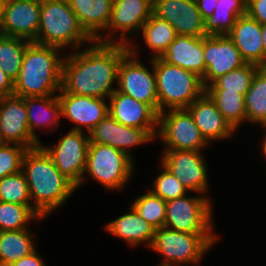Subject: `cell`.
Here are the masks:
<instances>
[{"instance_id": "6da1fadb", "label": "cell", "mask_w": 266, "mask_h": 266, "mask_svg": "<svg viewBox=\"0 0 266 266\" xmlns=\"http://www.w3.org/2000/svg\"><path fill=\"white\" fill-rule=\"evenodd\" d=\"M65 54L61 89L80 96L108 99L117 89L118 65L129 45L99 43ZM80 50V51H79Z\"/></svg>"}, {"instance_id": "7a4b0ae2", "label": "cell", "mask_w": 266, "mask_h": 266, "mask_svg": "<svg viewBox=\"0 0 266 266\" xmlns=\"http://www.w3.org/2000/svg\"><path fill=\"white\" fill-rule=\"evenodd\" d=\"M21 171L28 183L32 206L44 218L65 204L77 190L41 146L24 153Z\"/></svg>"}, {"instance_id": "3957f363", "label": "cell", "mask_w": 266, "mask_h": 266, "mask_svg": "<svg viewBox=\"0 0 266 266\" xmlns=\"http://www.w3.org/2000/svg\"><path fill=\"white\" fill-rule=\"evenodd\" d=\"M61 48L30 42L14 82L13 94L20 97L57 95L62 85ZM61 52V54H60Z\"/></svg>"}, {"instance_id": "277c9868", "label": "cell", "mask_w": 266, "mask_h": 266, "mask_svg": "<svg viewBox=\"0 0 266 266\" xmlns=\"http://www.w3.org/2000/svg\"><path fill=\"white\" fill-rule=\"evenodd\" d=\"M35 43L75 51L94 42L84 31L67 0H41L40 26Z\"/></svg>"}, {"instance_id": "5b68a950", "label": "cell", "mask_w": 266, "mask_h": 266, "mask_svg": "<svg viewBox=\"0 0 266 266\" xmlns=\"http://www.w3.org/2000/svg\"><path fill=\"white\" fill-rule=\"evenodd\" d=\"M218 237L215 233H185L164 226L155 230L149 248L163 256L157 266H196L215 247Z\"/></svg>"}, {"instance_id": "8992f818", "label": "cell", "mask_w": 266, "mask_h": 266, "mask_svg": "<svg viewBox=\"0 0 266 266\" xmlns=\"http://www.w3.org/2000/svg\"><path fill=\"white\" fill-rule=\"evenodd\" d=\"M156 75L158 114L166 109H186L204 92L201 77L194 72L153 59Z\"/></svg>"}, {"instance_id": "52a82bcc", "label": "cell", "mask_w": 266, "mask_h": 266, "mask_svg": "<svg viewBox=\"0 0 266 266\" xmlns=\"http://www.w3.org/2000/svg\"><path fill=\"white\" fill-rule=\"evenodd\" d=\"M135 161L126 153L109 145L89 143L86 167L81 183H85L86 174L105 188V190H123L133 178Z\"/></svg>"}, {"instance_id": "ba28073f", "label": "cell", "mask_w": 266, "mask_h": 266, "mask_svg": "<svg viewBox=\"0 0 266 266\" xmlns=\"http://www.w3.org/2000/svg\"><path fill=\"white\" fill-rule=\"evenodd\" d=\"M136 45H129V51L118 65L117 91L127 94L137 101L150 105L158 113L156 75L153 59L151 69L138 59ZM151 70V71H150Z\"/></svg>"}, {"instance_id": "9c48e42d", "label": "cell", "mask_w": 266, "mask_h": 266, "mask_svg": "<svg viewBox=\"0 0 266 266\" xmlns=\"http://www.w3.org/2000/svg\"><path fill=\"white\" fill-rule=\"evenodd\" d=\"M187 195L166 201L164 226L185 233H215L211 198Z\"/></svg>"}, {"instance_id": "30bf717a", "label": "cell", "mask_w": 266, "mask_h": 266, "mask_svg": "<svg viewBox=\"0 0 266 266\" xmlns=\"http://www.w3.org/2000/svg\"><path fill=\"white\" fill-rule=\"evenodd\" d=\"M157 138L165 145L163 151H204L210 146L187 109H168L160 112L156 140Z\"/></svg>"}, {"instance_id": "8fae6325", "label": "cell", "mask_w": 266, "mask_h": 266, "mask_svg": "<svg viewBox=\"0 0 266 266\" xmlns=\"http://www.w3.org/2000/svg\"><path fill=\"white\" fill-rule=\"evenodd\" d=\"M152 8L153 0H114L110 21L105 29L108 32L96 42L133 44L129 36L134 34L135 38V35L139 37L143 25L152 14Z\"/></svg>"}, {"instance_id": "7c38bea8", "label": "cell", "mask_w": 266, "mask_h": 266, "mask_svg": "<svg viewBox=\"0 0 266 266\" xmlns=\"http://www.w3.org/2000/svg\"><path fill=\"white\" fill-rule=\"evenodd\" d=\"M55 145L40 146L52 158L57 169L76 187L81 183L86 167L87 152L90 143L89 134L69 130Z\"/></svg>"}, {"instance_id": "4fadbf2b", "label": "cell", "mask_w": 266, "mask_h": 266, "mask_svg": "<svg viewBox=\"0 0 266 266\" xmlns=\"http://www.w3.org/2000/svg\"><path fill=\"white\" fill-rule=\"evenodd\" d=\"M202 153L203 151L193 150L162 151L160 163L179 180L188 192L207 195L208 164Z\"/></svg>"}, {"instance_id": "5bb4252c", "label": "cell", "mask_w": 266, "mask_h": 266, "mask_svg": "<svg viewBox=\"0 0 266 266\" xmlns=\"http://www.w3.org/2000/svg\"><path fill=\"white\" fill-rule=\"evenodd\" d=\"M204 59L206 72L201 78L204 88L219 77L246 64L228 35L204 36Z\"/></svg>"}, {"instance_id": "9a60e30c", "label": "cell", "mask_w": 266, "mask_h": 266, "mask_svg": "<svg viewBox=\"0 0 266 266\" xmlns=\"http://www.w3.org/2000/svg\"><path fill=\"white\" fill-rule=\"evenodd\" d=\"M0 143L19 144L27 149L40 146L31 136L23 97L13 94L0 98Z\"/></svg>"}, {"instance_id": "2e32d148", "label": "cell", "mask_w": 266, "mask_h": 266, "mask_svg": "<svg viewBox=\"0 0 266 266\" xmlns=\"http://www.w3.org/2000/svg\"><path fill=\"white\" fill-rule=\"evenodd\" d=\"M57 96L62 117L74 123L70 130L89 134L109 114L108 99L66 93L62 89Z\"/></svg>"}, {"instance_id": "e0dca14e", "label": "cell", "mask_w": 266, "mask_h": 266, "mask_svg": "<svg viewBox=\"0 0 266 266\" xmlns=\"http://www.w3.org/2000/svg\"><path fill=\"white\" fill-rule=\"evenodd\" d=\"M41 0H6L0 34L34 42L40 26Z\"/></svg>"}, {"instance_id": "ac0fdd59", "label": "cell", "mask_w": 266, "mask_h": 266, "mask_svg": "<svg viewBox=\"0 0 266 266\" xmlns=\"http://www.w3.org/2000/svg\"><path fill=\"white\" fill-rule=\"evenodd\" d=\"M152 13L168 21L176 35L204 37L205 22L196 0H153Z\"/></svg>"}, {"instance_id": "d6986e66", "label": "cell", "mask_w": 266, "mask_h": 266, "mask_svg": "<svg viewBox=\"0 0 266 266\" xmlns=\"http://www.w3.org/2000/svg\"><path fill=\"white\" fill-rule=\"evenodd\" d=\"M108 102L109 114L117 122L127 127L145 129L156 140L158 113L150 105L117 90Z\"/></svg>"}, {"instance_id": "ffe728a7", "label": "cell", "mask_w": 266, "mask_h": 266, "mask_svg": "<svg viewBox=\"0 0 266 266\" xmlns=\"http://www.w3.org/2000/svg\"><path fill=\"white\" fill-rule=\"evenodd\" d=\"M89 137L91 143L114 147L126 153L133 160H135L131 153L133 147L151 143L155 140L145 129L122 125L110 114L97 124L89 133Z\"/></svg>"}, {"instance_id": "44dd1931", "label": "cell", "mask_w": 266, "mask_h": 266, "mask_svg": "<svg viewBox=\"0 0 266 266\" xmlns=\"http://www.w3.org/2000/svg\"><path fill=\"white\" fill-rule=\"evenodd\" d=\"M186 109L193 116L196 126L209 144L215 140L232 138L237 133L218 111L214 101L206 92Z\"/></svg>"}, {"instance_id": "7402d4cb", "label": "cell", "mask_w": 266, "mask_h": 266, "mask_svg": "<svg viewBox=\"0 0 266 266\" xmlns=\"http://www.w3.org/2000/svg\"><path fill=\"white\" fill-rule=\"evenodd\" d=\"M161 58L202 78L206 72L204 37L176 35Z\"/></svg>"}, {"instance_id": "603a6c76", "label": "cell", "mask_w": 266, "mask_h": 266, "mask_svg": "<svg viewBox=\"0 0 266 266\" xmlns=\"http://www.w3.org/2000/svg\"><path fill=\"white\" fill-rule=\"evenodd\" d=\"M228 36L246 63L264 67V47L258 21L247 14L239 16Z\"/></svg>"}, {"instance_id": "cb8c5ba5", "label": "cell", "mask_w": 266, "mask_h": 266, "mask_svg": "<svg viewBox=\"0 0 266 266\" xmlns=\"http://www.w3.org/2000/svg\"><path fill=\"white\" fill-rule=\"evenodd\" d=\"M128 209L129 212L105 225L106 232L122 239L131 247L144 244L149 248L156 229L143 219L131 205Z\"/></svg>"}, {"instance_id": "d4e9b609", "label": "cell", "mask_w": 266, "mask_h": 266, "mask_svg": "<svg viewBox=\"0 0 266 266\" xmlns=\"http://www.w3.org/2000/svg\"><path fill=\"white\" fill-rule=\"evenodd\" d=\"M67 1L81 27L94 41L104 34L110 21L114 0Z\"/></svg>"}, {"instance_id": "484cf974", "label": "cell", "mask_w": 266, "mask_h": 266, "mask_svg": "<svg viewBox=\"0 0 266 266\" xmlns=\"http://www.w3.org/2000/svg\"><path fill=\"white\" fill-rule=\"evenodd\" d=\"M24 103L27 108L31 136L41 144L36 130L43 131L48 127L50 130L58 129L62 117L61 103L57 95L24 97Z\"/></svg>"}, {"instance_id": "4316f807", "label": "cell", "mask_w": 266, "mask_h": 266, "mask_svg": "<svg viewBox=\"0 0 266 266\" xmlns=\"http://www.w3.org/2000/svg\"><path fill=\"white\" fill-rule=\"evenodd\" d=\"M34 235L29 229L0 231V265L9 266L35 251Z\"/></svg>"}, {"instance_id": "83f0119b", "label": "cell", "mask_w": 266, "mask_h": 266, "mask_svg": "<svg viewBox=\"0 0 266 266\" xmlns=\"http://www.w3.org/2000/svg\"><path fill=\"white\" fill-rule=\"evenodd\" d=\"M247 0H219L213 14L204 20L207 35H228L237 18L246 14Z\"/></svg>"}, {"instance_id": "f1b7e54d", "label": "cell", "mask_w": 266, "mask_h": 266, "mask_svg": "<svg viewBox=\"0 0 266 266\" xmlns=\"http://www.w3.org/2000/svg\"><path fill=\"white\" fill-rule=\"evenodd\" d=\"M139 35L144 40L145 46L152 52L150 59L161 57L176 37L174 27L153 13L143 25Z\"/></svg>"}, {"instance_id": "f546056e", "label": "cell", "mask_w": 266, "mask_h": 266, "mask_svg": "<svg viewBox=\"0 0 266 266\" xmlns=\"http://www.w3.org/2000/svg\"><path fill=\"white\" fill-rule=\"evenodd\" d=\"M205 92L236 132L241 124L246 123L245 95L226 89H205Z\"/></svg>"}, {"instance_id": "4dcf8cb0", "label": "cell", "mask_w": 266, "mask_h": 266, "mask_svg": "<svg viewBox=\"0 0 266 266\" xmlns=\"http://www.w3.org/2000/svg\"><path fill=\"white\" fill-rule=\"evenodd\" d=\"M246 122L266 124V67H260L255 73L251 86L245 95Z\"/></svg>"}, {"instance_id": "1f68e13d", "label": "cell", "mask_w": 266, "mask_h": 266, "mask_svg": "<svg viewBox=\"0 0 266 266\" xmlns=\"http://www.w3.org/2000/svg\"><path fill=\"white\" fill-rule=\"evenodd\" d=\"M30 41L0 34V65L7 76L15 82L22 66L25 50Z\"/></svg>"}, {"instance_id": "d6a6232c", "label": "cell", "mask_w": 266, "mask_h": 266, "mask_svg": "<svg viewBox=\"0 0 266 266\" xmlns=\"http://www.w3.org/2000/svg\"><path fill=\"white\" fill-rule=\"evenodd\" d=\"M42 221L29 206L0 201V231L28 229L30 222Z\"/></svg>"}, {"instance_id": "836d02e7", "label": "cell", "mask_w": 266, "mask_h": 266, "mask_svg": "<svg viewBox=\"0 0 266 266\" xmlns=\"http://www.w3.org/2000/svg\"><path fill=\"white\" fill-rule=\"evenodd\" d=\"M0 201L27 205L44 220V217L32 206L28 183L22 171L0 179Z\"/></svg>"}, {"instance_id": "e575fe53", "label": "cell", "mask_w": 266, "mask_h": 266, "mask_svg": "<svg viewBox=\"0 0 266 266\" xmlns=\"http://www.w3.org/2000/svg\"><path fill=\"white\" fill-rule=\"evenodd\" d=\"M131 206L155 229L164 227L166 221V201L153 194L150 190L135 197Z\"/></svg>"}, {"instance_id": "d590c367", "label": "cell", "mask_w": 266, "mask_h": 266, "mask_svg": "<svg viewBox=\"0 0 266 266\" xmlns=\"http://www.w3.org/2000/svg\"><path fill=\"white\" fill-rule=\"evenodd\" d=\"M259 68L257 65L246 63L242 67L219 77L205 89H226V91L246 95L251 86L252 79Z\"/></svg>"}, {"instance_id": "8d00e7d4", "label": "cell", "mask_w": 266, "mask_h": 266, "mask_svg": "<svg viewBox=\"0 0 266 266\" xmlns=\"http://www.w3.org/2000/svg\"><path fill=\"white\" fill-rule=\"evenodd\" d=\"M159 164V167L162 170L153 180L152 189L149 188L148 190L161 197L164 201L176 199L189 193L188 190L163 164Z\"/></svg>"}, {"instance_id": "74e56055", "label": "cell", "mask_w": 266, "mask_h": 266, "mask_svg": "<svg viewBox=\"0 0 266 266\" xmlns=\"http://www.w3.org/2000/svg\"><path fill=\"white\" fill-rule=\"evenodd\" d=\"M27 150L19 144L0 143V179L21 171L22 159Z\"/></svg>"}, {"instance_id": "f35d334b", "label": "cell", "mask_w": 266, "mask_h": 266, "mask_svg": "<svg viewBox=\"0 0 266 266\" xmlns=\"http://www.w3.org/2000/svg\"><path fill=\"white\" fill-rule=\"evenodd\" d=\"M246 14L261 25L266 24V0H247Z\"/></svg>"}, {"instance_id": "ab89813d", "label": "cell", "mask_w": 266, "mask_h": 266, "mask_svg": "<svg viewBox=\"0 0 266 266\" xmlns=\"http://www.w3.org/2000/svg\"><path fill=\"white\" fill-rule=\"evenodd\" d=\"M9 266H47L42 259V256L38 254L37 249L27 256L11 263Z\"/></svg>"}, {"instance_id": "60d3db41", "label": "cell", "mask_w": 266, "mask_h": 266, "mask_svg": "<svg viewBox=\"0 0 266 266\" xmlns=\"http://www.w3.org/2000/svg\"><path fill=\"white\" fill-rule=\"evenodd\" d=\"M14 82L2 70L0 65V98L13 95Z\"/></svg>"}, {"instance_id": "b9f144b4", "label": "cell", "mask_w": 266, "mask_h": 266, "mask_svg": "<svg viewBox=\"0 0 266 266\" xmlns=\"http://www.w3.org/2000/svg\"><path fill=\"white\" fill-rule=\"evenodd\" d=\"M218 1L219 0H196L198 10L204 20L213 14Z\"/></svg>"}, {"instance_id": "7bdbcfd3", "label": "cell", "mask_w": 266, "mask_h": 266, "mask_svg": "<svg viewBox=\"0 0 266 266\" xmlns=\"http://www.w3.org/2000/svg\"><path fill=\"white\" fill-rule=\"evenodd\" d=\"M261 35L264 47V67H266V24L261 25Z\"/></svg>"}, {"instance_id": "ee69618b", "label": "cell", "mask_w": 266, "mask_h": 266, "mask_svg": "<svg viewBox=\"0 0 266 266\" xmlns=\"http://www.w3.org/2000/svg\"><path fill=\"white\" fill-rule=\"evenodd\" d=\"M265 135H263L264 137L262 138V143H261V148H262V154H264V157L266 159V131L264 132Z\"/></svg>"}, {"instance_id": "f6af8a7d", "label": "cell", "mask_w": 266, "mask_h": 266, "mask_svg": "<svg viewBox=\"0 0 266 266\" xmlns=\"http://www.w3.org/2000/svg\"><path fill=\"white\" fill-rule=\"evenodd\" d=\"M4 0H0V27L2 25L3 20V6H4Z\"/></svg>"}]
</instances>
